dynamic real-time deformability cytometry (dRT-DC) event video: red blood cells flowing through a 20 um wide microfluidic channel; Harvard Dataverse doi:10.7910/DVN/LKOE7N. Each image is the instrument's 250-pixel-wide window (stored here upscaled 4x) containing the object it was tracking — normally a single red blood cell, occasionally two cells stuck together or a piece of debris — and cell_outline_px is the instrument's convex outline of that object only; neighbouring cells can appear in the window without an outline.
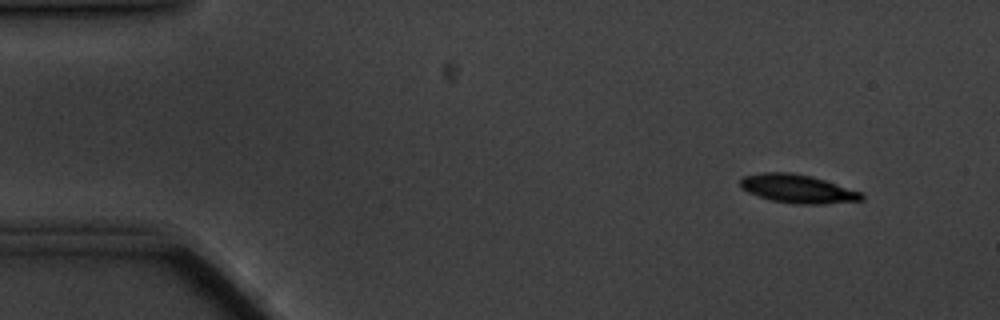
{"species": "common noctule bat (a hibernating species)", "species_latin": "Nyctalus noctula", "temperature_condition": "cold", "stored_images_in_passage": 15, "camera_frame_rate_fps": 3000, "um_per_image_px": 0.085, "animal": {"sex": "male", "body_mass_g": 20.1, "forearm_length_mm": 53.5}, "frame": {"image": 1, "passage_image": 5, "time_ms": 1.333, "image_size_px": [1000, 320], "cell_outline_px": [[864, 200], [824, 204], [796, 204], [772, 200], [748, 192], [740, 188], [740, 180], [744, 176], [764, 172], [792, 172], [812, 176], [864, 192]], "centroid_in_image_um": [67.85, 16.04], "position_along_channel_um": 17.2, "area_um2": 20.29}}